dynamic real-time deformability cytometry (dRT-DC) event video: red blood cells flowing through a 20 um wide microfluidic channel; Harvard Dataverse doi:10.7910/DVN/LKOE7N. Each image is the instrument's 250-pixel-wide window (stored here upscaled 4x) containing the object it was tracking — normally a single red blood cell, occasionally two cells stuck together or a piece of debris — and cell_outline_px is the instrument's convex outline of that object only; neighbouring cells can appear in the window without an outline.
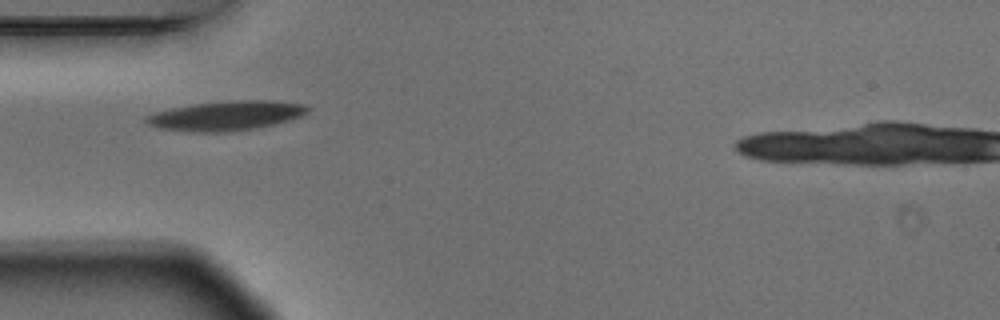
{"species": "Egyptian fruit bat (a non-hibernating species)", "species_latin": "Rousettus aegyptiacus", "temperature_condition": "warm", "stored_images_in_passage": 4, "camera_frame_rate_fps": 3000, "um_per_image_px": 0.085, "animal": {"sex": "male"}, "frame": {"image": 1, "passage_image": 3, "time_ms": 0.667, "image_size_px": [1000, 320], "cell_outline_px": [[308, 112], [304, 116], [292, 120], [256, 128], [224, 132], [196, 132], [156, 128], [148, 124], [144, 120], [144, 116], [156, 112], [172, 108], [196, 104], [232, 100], [272, 100], [308, 104]], "centroid_in_image_um": [19.27, 9.83], "position_along_channel_um": 65.7, "area_um2": 27.98}}
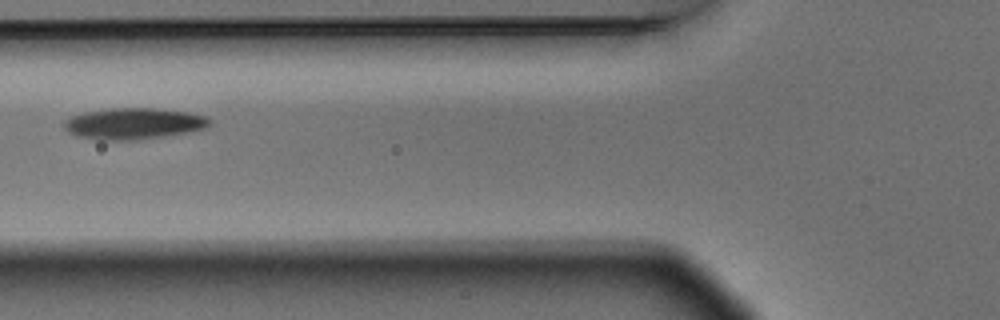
{"frame": {"image": 2, "passage_image": 4, "time_ms": 1.0, "image_size_px": [1000, 320], "cell_outline_px": [[212, 124], [208, 128], [160, 136], [132, 140], [100, 140], [76, 136], [68, 132], [64, 128], [64, 120], [72, 116], [84, 112], [112, 108], [156, 108], [188, 112], [208, 116], [212, 120]], "centroid_in_image_um": [11.37, 10.49], "position_along_channel_um": 114.4, "area_um2": 26.53}}